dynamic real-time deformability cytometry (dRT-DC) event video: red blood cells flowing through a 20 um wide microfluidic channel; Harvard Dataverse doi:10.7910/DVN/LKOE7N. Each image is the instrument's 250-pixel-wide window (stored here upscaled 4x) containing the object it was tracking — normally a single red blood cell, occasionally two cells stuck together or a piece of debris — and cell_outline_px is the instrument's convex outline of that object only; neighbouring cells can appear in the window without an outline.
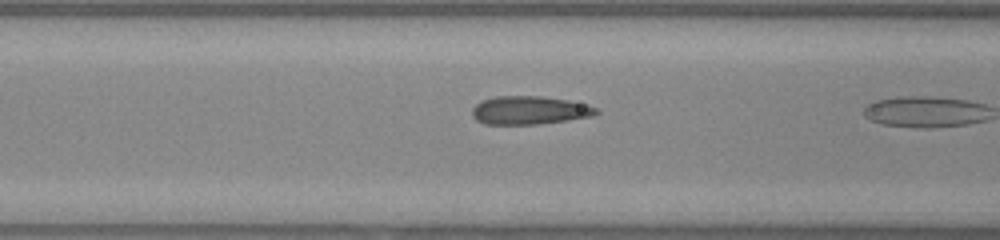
{"species": "common noctule bat (a hibernating species)", "species_latin": "Nyctalus noctula", "temperature_condition": "warm", "stored_images_in_passage": 16, "camera_frame_rate_fps": 3000, "um_per_image_px": 0.085, "animal": {"sex": "male", "body_mass_g": 20.0, "forearm_length_mm": 53.3}, "frame": {"image": 1, "passage_image": 14, "time_ms": 4.333, "image_size_px": [1000, 240], "cell_outline_px": [[600, 112], [592, 116], [568, 120], [536, 124], [484, 124], [476, 120], [472, 116], [472, 108], [476, 104], [484, 100], [496, 96], [540, 96], [568, 100], [596, 108]], "centroid_in_image_um": [44.97, 9.38], "position_along_channel_um": 121.6, "area_um2": 20.29}}